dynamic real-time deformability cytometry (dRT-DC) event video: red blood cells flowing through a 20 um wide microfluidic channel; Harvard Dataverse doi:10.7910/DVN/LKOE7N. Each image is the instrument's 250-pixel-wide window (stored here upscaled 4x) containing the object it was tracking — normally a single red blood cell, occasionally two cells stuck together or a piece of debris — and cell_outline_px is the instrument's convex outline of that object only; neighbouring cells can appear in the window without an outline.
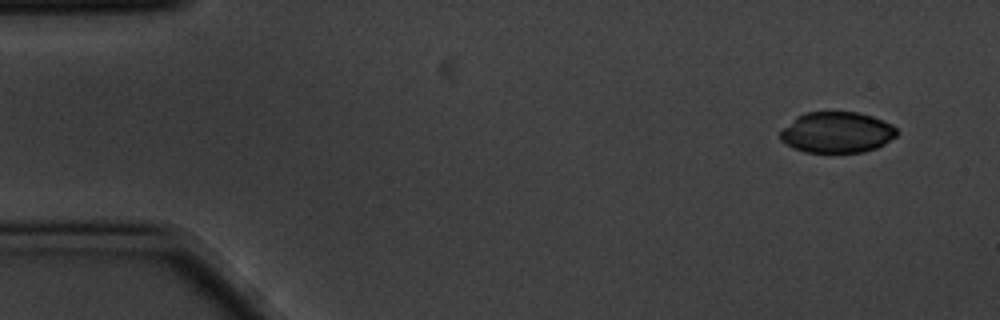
{"species": "common noctule bat (a hibernating species)", "species_latin": "Nyctalus noctula", "temperature_condition": "cold", "stored_images_in_passage": 4, "camera_frame_rate_fps": 3000, "um_per_image_px": 0.085, "animal": {"sex": "male", "body_mass_g": 20.1, "forearm_length_mm": 53.5}, "frame": {"image": 1, "passage_image": 1, "time_ms": 0.0, "image_size_px": [1000, 320], "cell_outline_px": [[896, 136], [884, 144], [876, 148], [864, 152], [804, 152], [780, 140], [780, 132], [796, 116], [804, 112], [856, 112], [872, 116], [892, 124], [896, 128]], "centroid_in_image_um": [71.14, 11.24], "position_along_channel_um": 13.9, "area_um2": 27.63}}